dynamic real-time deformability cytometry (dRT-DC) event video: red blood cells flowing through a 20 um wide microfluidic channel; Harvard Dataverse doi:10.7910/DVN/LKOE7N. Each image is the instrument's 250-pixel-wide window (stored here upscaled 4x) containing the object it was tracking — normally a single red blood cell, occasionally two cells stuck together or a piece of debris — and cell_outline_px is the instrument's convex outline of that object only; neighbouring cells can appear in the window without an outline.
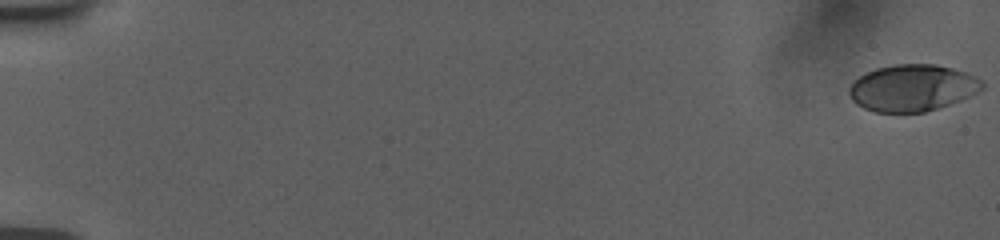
{"species": "human", "species_latin": "Homo sapiens", "temperature_condition": "room temperature", "stored_images_in_passage": 19, "camera_frame_rate_fps": 3000, "um_per_image_px": 0.085, "donor": {"sex": "female"}, "frame": {"image": 1, "passage_image": 1, "time_ms": 0.0, "image_size_px": [1000, 240], "cell_outline_px": [[984, 88], [960, 100], [924, 112], [872, 112], [856, 104], [852, 100], [848, 92], [848, 88], [860, 76], [876, 68], [896, 64], [936, 64], [952, 68], [964, 72], [980, 80], [984, 84]], "centroid_in_image_um": [77.52, 7.47], "position_along_channel_um": 7.5, "area_um2": 35.84}}
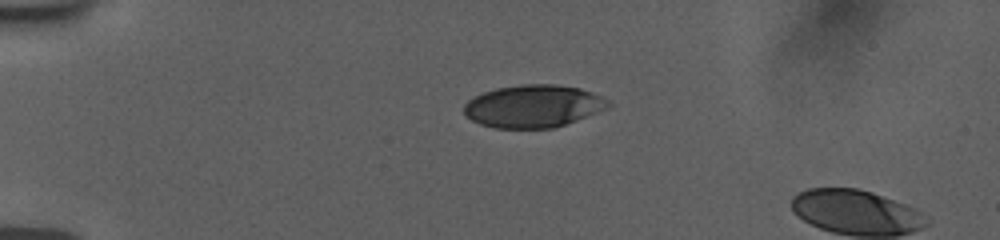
{"frame": {"image": 2, "passage_image": 15, "time_ms": 4.667, "image_size_px": [1000, 240], "cell_outline_px": [[612, 104], [604, 108], [576, 120], [552, 128], [496, 128], [480, 124], [472, 120], [464, 112], [464, 104], [468, 100], [484, 92], [496, 88], [520, 84], [556, 84], [580, 88], [600, 96]], "centroid_in_image_um": [45.28, 9.01], "position_along_channel_um": 39.7, "area_um2": 35.32}}